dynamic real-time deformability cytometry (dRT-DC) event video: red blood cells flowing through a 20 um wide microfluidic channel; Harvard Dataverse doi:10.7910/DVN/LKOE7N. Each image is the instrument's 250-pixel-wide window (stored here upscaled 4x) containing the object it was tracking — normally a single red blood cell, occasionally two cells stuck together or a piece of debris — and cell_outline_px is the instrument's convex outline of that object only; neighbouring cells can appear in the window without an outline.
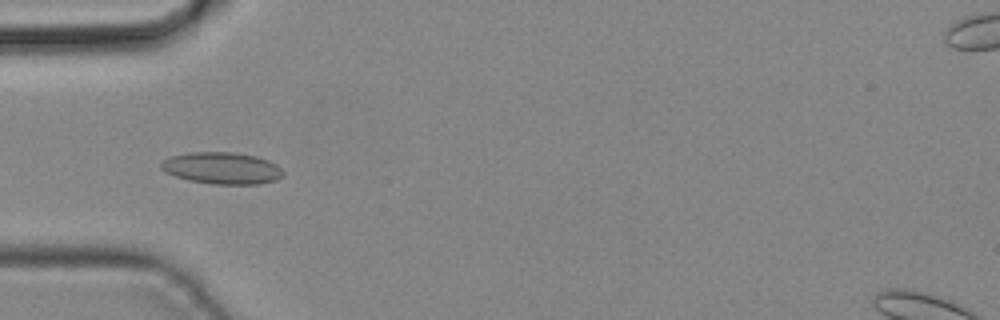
{"species": "common noctule bat (a hibernating species)", "species_latin": "Nyctalus noctula", "temperature_condition": "cold", "stored_images_in_passage": 5, "camera_frame_rate_fps": 3000, "um_per_image_px": 0.085, "animal": {"sex": "male", "body_mass_g": 19.2, "forearm_length_mm": 51.8}, "frame": {"image": 1, "passage_image": 3, "time_ms": 0.667, "image_size_px": [1000, 320], "cell_outline_px": [[284, 176], [276, 180], [260, 184], [212, 184], [188, 180], [164, 172], [160, 168], [160, 164], [168, 156], [188, 152], [232, 152], [256, 156], [268, 160], [276, 164], [284, 172]], "centroid_in_image_um": [18.86, 14.29], "position_along_channel_um": 66.1, "area_um2": 22.83}}